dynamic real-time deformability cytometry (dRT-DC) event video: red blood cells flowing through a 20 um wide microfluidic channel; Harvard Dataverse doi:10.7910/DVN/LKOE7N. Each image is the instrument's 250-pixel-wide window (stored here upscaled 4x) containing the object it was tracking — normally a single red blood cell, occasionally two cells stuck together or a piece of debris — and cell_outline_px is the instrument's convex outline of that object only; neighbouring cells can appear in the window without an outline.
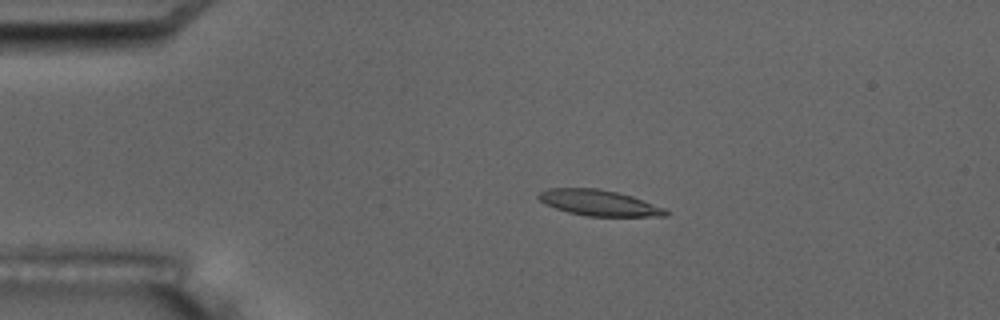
{"species": "common noctule bat (a hibernating species)", "species_latin": "Nyctalus noctula", "temperature_condition": "room temperature", "stored_images_in_passage": 10, "camera_frame_rate_fps": 3000, "um_per_image_px": 0.085, "animal": {"sex": "male", "body_mass_g": 17.5, "forearm_length_mm": 52.3}, "frame": {"image": 1, "passage_image": 4, "time_ms": 3.667, "image_size_px": [1000, 320], "cell_outline_px": [[672, 212], [668, 216], [588, 216], [568, 212], [544, 204], [536, 196], [540, 192], [548, 188], [600, 188], [632, 196], [664, 208]], "centroid_in_image_um": [50.92, 17.24], "position_along_channel_um": 34.1, "area_um2": 19.13}}
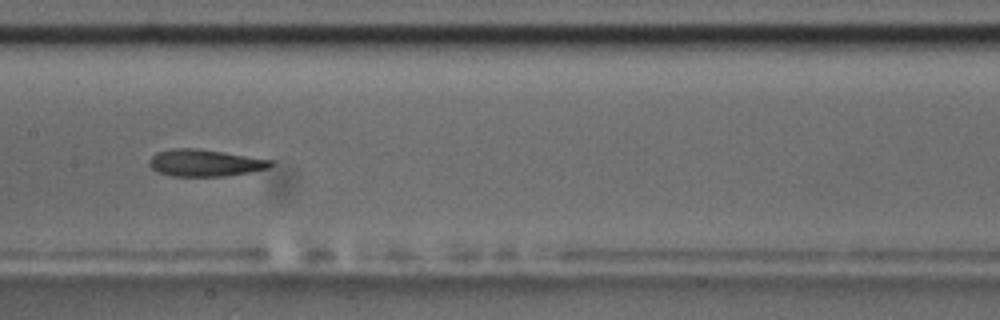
{"frame": {"image": 2, "passage_image": 9, "time_ms": 9.333, "image_size_px": [1000, 320], "cell_outline_px": [[272, 164], [268, 168], [248, 172], [224, 176], [172, 176], [156, 172], [148, 164], [148, 160], [156, 152], [172, 148], [196, 148], [224, 152], [272, 160]], "centroid_in_image_um": [17.35, 13.84], "position_along_channel_um": 190.1, "area_um2": 19.02}}